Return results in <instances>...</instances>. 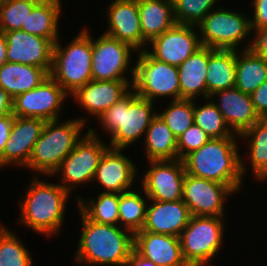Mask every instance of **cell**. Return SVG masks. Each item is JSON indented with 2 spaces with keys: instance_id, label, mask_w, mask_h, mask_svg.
Here are the masks:
<instances>
[{
  "instance_id": "28",
  "label": "cell",
  "mask_w": 267,
  "mask_h": 266,
  "mask_svg": "<svg viewBox=\"0 0 267 266\" xmlns=\"http://www.w3.org/2000/svg\"><path fill=\"white\" fill-rule=\"evenodd\" d=\"M61 0H40L28 15L21 30L49 39L54 44L59 40L58 21L61 14Z\"/></svg>"
},
{
  "instance_id": "6",
  "label": "cell",
  "mask_w": 267,
  "mask_h": 266,
  "mask_svg": "<svg viewBox=\"0 0 267 266\" xmlns=\"http://www.w3.org/2000/svg\"><path fill=\"white\" fill-rule=\"evenodd\" d=\"M91 58L92 36L88 30H81L64 48L57 40L53 48L50 76L67 94L72 95L80 87L93 80Z\"/></svg>"
},
{
  "instance_id": "14",
  "label": "cell",
  "mask_w": 267,
  "mask_h": 266,
  "mask_svg": "<svg viewBox=\"0 0 267 266\" xmlns=\"http://www.w3.org/2000/svg\"><path fill=\"white\" fill-rule=\"evenodd\" d=\"M232 193L235 191L225 184L185 173L182 200L191 216L223 217L224 200Z\"/></svg>"
},
{
  "instance_id": "18",
  "label": "cell",
  "mask_w": 267,
  "mask_h": 266,
  "mask_svg": "<svg viewBox=\"0 0 267 266\" xmlns=\"http://www.w3.org/2000/svg\"><path fill=\"white\" fill-rule=\"evenodd\" d=\"M133 80H91L72 94L80 106L98 118L132 90Z\"/></svg>"
},
{
  "instance_id": "5",
  "label": "cell",
  "mask_w": 267,
  "mask_h": 266,
  "mask_svg": "<svg viewBox=\"0 0 267 266\" xmlns=\"http://www.w3.org/2000/svg\"><path fill=\"white\" fill-rule=\"evenodd\" d=\"M60 120L46 121L43 131L35 143L26 168L43 175H52L63 159L82 139L85 118H77L58 123Z\"/></svg>"
},
{
  "instance_id": "16",
  "label": "cell",
  "mask_w": 267,
  "mask_h": 266,
  "mask_svg": "<svg viewBox=\"0 0 267 266\" xmlns=\"http://www.w3.org/2000/svg\"><path fill=\"white\" fill-rule=\"evenodd\" d=\"M4 34L8 62L40 67L50 74L54 48L52 41L22 30L7 31Z\"/></svg>"
},
{
  "instance_id": "4",
  "label": "cell",
  "mask_w": 267,
  "mask_h": 266,
  "mask_svg": "<svg viewBox=\"0 0 267 266\" xmlns=\"http://www.w3.org/2000/svg\"><path fill=\"white\" fill-rule=\"evenodd\" d=\"M153 103L131 90L98 118L103 129L111 135L110 148L124 150L142 135L145 137L150 123L157 115L153 111Z\"/></svg>"
},
{
  "instance_id": "1",
  "label": "cell",
  "mask_w": 267,
  "mask_h": 266,
  "mask_svg": "<svg viewBox=\"0 0 267 266\" xmlns=\"http://www.w3.org/2000/svg\"><path fill=\"white\" fill-rule=\"evenodd\" d=\"M235 137L211 138L182 160L185 172L231 187L235 192L243 185L245 163L239 155ZM243 160V161H242Z\"/></svg>"
},
{
  "instance_id": "46",
  "label": "cell",
  "mask_w": 267,
  "mask_h": 266,
  "mask_svg": "<svg viewBox=\"0 0 267 266\" xmlns=\"http://www.w3.org/2000/svg\"><path fill=\"white\" fill-rule=\"evenodd\" d=\"M6 51L7 46L5 34L2 30H0V66L7 62Z\"/></svg>"
},
{
  "instance_id": "44",
  "label": "cell",
  "mask_w": 267,
  "mask_h": 266,
  "mask_svg": "<svg viewBox=\"0 0 267 266\" xmlns=\"http://www.w3.org/2000/svg\"><path fill=\"white\" fill-rule=\"evenodd\" d=\"M12 102L10 95L0 88V117L12 114Z\"/></svg>"
},
{
  "instance_id": "22",
  "label": "cell",
  "mask_w": 267,
  "mask_h": 266,
  "mask_svg": "<svg viewBox=\"0 0 267 266\" xmlns=\"http://www.w3.org/2000/svg\"><path fill=\"white\" fill-rule=\"evenodd\" d=\"M214 96H219V102L214 104L234 134H242L261 119L255 111L251 96L236 87L216 91L210 98Z\"/></svg>"
},
{
  "instance_id": "24",
  "label": "cell",
  "mask_w": 267,
  "mask_h": 266,
  "mask_svg": "<svg viewBox=\"0 0 267 266\" xmlns=\"http://www.w3.org/2000/svg\"><path fill=\"white\" fill-rule=\"evenodd\" d=\"M138 10L143 51L148 42L176 24L173 0H138Z\"/></svg>"
},
{
  "instance_id": "32",
  "label": "cell",
  "mask_w": 267,
  "mask_h": 266,
  "mask_svg": "<svg viewBox=\"0 0 267 266\" xmlns=\"http://www.w3.org/2000/svg\"><path fill=\"white\" fill-rule=\"evenodd\" d=\"M90 201V202H89ZM88 202L77 198L78 209L91 221L99 224L119 225V194L101 192L96 199Z\"/></svg>"
},
{
  "instance_id": "11",
  "label": "cell",
  "mask_w": 267,
  "mask_h": 266,
  "mask_svg": "<svg viewBox=\"0 0 267 266\" xmlns=\"http://www.w3.org/2000/svg\"><path fill=\"white\" fill-rule=\"evenodd\" d=\"M66 96L69 95L64 89L48 76L39 86L13 99L12 114L16 117L57 120Z\"/></svg>"
},
{
  "instance_id": "41",
  "label": "cell",
  "mask_w": 267,
  "mask_h": 266,
  "mask_svg": "<svg viewBox=\"0 0 267 266\" xmlns=\"http://www.w3.org/2000/svg\"><path fill=\"white\" fill-rule=\"evenodd\" d=\"M252 5L254 7V18H251V28H267V0H253Z\"/></svg>"
},
{
  "instance_id": "7",
  "label": "cell",
  "mask_w": 267,
  "mask_h": 266,
  "mask_svg": "<svg viewBox=\"0 0 267 266\" xmlns=\"http://www.w3.org/2000/svg\"><path fill=\"white\" fill-rule=\"evenodd\" d=\"M137 53L136 64L129 69L133 80L132 90L151 102L163 96L180 99L178 67L156 60L147 50Z\"/></svg>"
},
{
  "instance_id": "13",
  "label": "cell",
  "mask_w": 267,
  "mask_h": 266,
  "mask_svg": "<svg viewBox=\"0 0 267 266\" xmlns=\"http://www.w3.org/2000/svg\"><path fill=\"white\" fill-rule=\"evenodd\" d=\"M142 178L145 198L156 201H179L183 196L185 167L183 160L149 161Z\"/></svg>"
},
{
  "instance_id": "10",
  "label": "cell",
  "mask_w": 267,
  "mask_h": 266,
  "mask_svg": "<svg viewBox=\"0 0 267 266\" xmlns=\"http://www.w3.org/2000/svg\"><path fill=\"white\" fill-rule=\"evenodd\" d=\"M90 128L75 148L63 159L53 175L62 174L60 185L70 193L75 185L93 180L96 168L104 153L110 148ZM66 183V184H65Z\"/></svg>"
},
{
  "instance_id": "39",
  "label": "cell",
  "mask_w": 267,
  "mask_h": 266,
  "mask_svg": "<svg viewBox=\"0 0 267 266\" xmlns=\"http://www.w3.org/2000/svg\"><path fill=\"white\" fill-rule=\"evenodd\" d=\"M211 138L198 125L193 123L178 139V159H183L190 152L199 149Z\"/></svg>"
},
{
  "instance_id": "19",
  "label": "cell",
  "mask_w": 267,
  "mask_h": 266,
  "mask_svg": "<svg viewBox=\"0 0 267 266\" xmlns=\"http://www.w3.org/2000/svg\"><path fill=\"white\" fill-rule=\"evenodd\" d=\"M107 10L108 30L104 33L142 51L138 0H114Z\"/></svg>"
},
{
  "instance_id": "42",
  "label": "cell",
  "mask_w": 267,
  "mask_h": 266,
  "mask_svg": "<svg viewBox=\"0 0 267 266\" xmlns=\"http://www.w3.org/2000/svg\"><path fill=\"white\" fill-rule=\"evenodd\" d=\"M256 32L254 41L251 40L245 49H251L255 54L264 57L267 60V28L263 29H252Z\"/></svg>"
},
{
  "instance_id": "25",
  "label": "cell",
  "mask_w": 267,
  "mask_h": 266,
  "mask_svg": "<svg viewBox=\"0 0 267 266\" xmlns=\"http://www.w3.org/2000/svg\"><path fill=\"white\" fill-rule=\"evenodd\" d=\"M208 47L201 46L178 66L180 99L204 96L207 100Z\"/></svg>"
},
{
  "instance_id": "26",
  "label": "cell",
  "mask_w": 267,
  "mask_h": 266,
  "mask_svg": "<svg viewBox=\"0 0 267 266\" xmlns=\"http://www.w3.org/2000/svg\"><path fill=\"white\" fill-rule=\"evenodd\" d=\"M48 76L43 68L7 61L0 66V88L14 99L39 86Z\"/></svg>"
},
{
  "instance_id": "17",
  "label": "cell",
  "mask_w": 267,
  "mask_h": 266,
  "mask_svg": "<svg viewBox=\"0 0 267 266\" xmlns=\"http://www.w3.org/2000/svg\"><path fill=\"white\" fill-rule=\"evenodd\" d=\"M46 120L14 116L13 126L0 156V166H27L33 147L39 139Z\"/></svg>"
},
{
  "instance_id": "40",
  "label": "cell",
  "mask_w": 267,
  "mask_h": 266,
  "mask_svg": "<svg viewBox=\"0 0 267 266\" xmlns=\"http://www.w3.org/2000/svg\"><path fill=\"white\" fill-rule=\"evenodd\" d=\"M250 96L259 117L261 119L267 118V80H265Z\"/></svg>"
},
{
  "instance_id": "37",
  "label": "cell",
  "mask_w": 267,
  "mask_h": 266,
  "mask_svg": "<svg viewBox=\"0 0 267 266\" xmlns=\"http://www.w3.org/2000/svg\"><path fill=\"white\" fill-rule=\"evenodd\" d=\"M40 0H0V30H21L33 7Z\"/></svg>"
},
{
  "instance_id": "36",
  "label": "cell",
  "mask_w": 267,
  "mask_h": 266,
  "mask_svg": "<svg viewBox=\"0 0 267 266\" xmlns=\"http://www.w3.org/2000/svg\"><path fill=\"white\" fill-rule=\"evenodd\" d=\"M194 101L173 100L162 113H157L178 139L194 123Z\"/></svg>"
},
{
  "instance_id": "3",
  "label": "cell",
  "mask_w": 267,
  "mask_h": 266,
  "mask_svg": "<svg viewBox=\"0 0 267 266\" xmlns=\"http://www.w3.org/2000/svg\"><path fill=\"white\" fill-rule=\"evenodd\" d=\"M27 195L20 202L19 223L45 236L58 235L64 222L69 193L60 184L48 183L33 177Z\"/></svg>"
},
{
  "instance_id": "45",
  "label": "cell",
  "mask_w": 267,
  "mask_h": 266,
  "mask_svg": "<svg viewBox=\"0 0 267 266\" xmlns=\"http://www.w3.org/2000/svg\"><path fill=\"white\" fill-rule=\"evenodd\" d=\"M125 266H157L151 260L140 256L134 249Z\"/></svg>"
},
{
  "instance_id": "15",
  "label": "cell",
  "mask_w": 267,
  "mask_h": 266,
  "mask_svg": "<svg viewBox=\"0 0 267 266\" xmlns=\"http://www.w3.org/2000/svg\"><path fill=\"white\" fill-rule=\"evenodd\" d=\"M196 26L175 24L163 34L153 38L147 52L156 60L178 67L202 45Z\"/></svg>"
},
{
  "instance_id": "33",
  "label": "cell",
  "mask_w": 267,
  "mask_h": 266,
  "mask_svg": "<svg viewBox=\"0 0 267 266\" xmlns=\"http://www.w3.org/2000/svg\"><path fill=\"white\" fill-rule=\"evenodd\" d=\"M148 202L140 193L133 190L119 194V223L133 235L141 231L145 225Z\"/></svg>"
},
{
  "instance_id": "9",
  "label": "cell",
  "mask_w": 267,
  "mask_h": 266,
  "mask_svg": "<svg viewBox=\"0 0 267 266\" xmlns=\"http://www.w3.org/2000/svg\"><path fill=\"white\" fill-rule=\"evenodd\" d=\"M212 9L197 26L202 46L238 50L241 41L252 34L251 19L230 9ZM239 44V45H238Z\"/></svg>"
},
{
  "instance_id": "23",
  "label": "cell",
  "mask_w": 267,
  "mask_h": 266,
  "mask_svg": "<svg viewBox=\"0 0 267 266\" xmlns=\"http://www.w3.org/2000/svg\"><path fill=\"white\" fill-rule=\"evenodd\" d=\"M150 201L152 203L147 206L146 221L141 231L179 237L191 218L184 201Z\"/></svg>"
},
{
  "instance_id": "34",
  "label": "cell",
  "mask_w": 267,
  "mask_h": 266,
  "mask_svg": "<svg viewBox=\"0 0 267 266\" xmlns=\"http://www.w3.org/2000/svg\"><path fill=\"white\" fill-rule=\"evenodd\" d=\"M207 104L198 107L194 102V123L198 125L210 138L239 137L226 124L222 113L209 98ZM236 135V136H235Z\"/></svg>"
},
{
  "instance_id": "38",
  "label": "cell",
  "mask_w": 267,
  "mask_h": 266,
  "mask_svg": "<svg viewBox=\"0 0 267 266\" xmlns=\"http://www.w3.org/2000/svg\"><path fill=\"white\" fill-rule=\"evenodd\" d=\"M217 0H173L175 22L198 26L212 10Z\"/></svg>"
},
{
  "instance_id": "31",
  "label": "cell",
  "mask_w": 267,
  "mask_h": 266,
  "mask_svg": "<svg viewBox=\"0 0 267 266\" xmlns=\"http://www.w3.org/2000/svg\"><path fill=\"white\" fill-rule=\"evenodd\" d=\"M239 136L250 140L248 157L254 176L257 180L267 179V118L260 119Z\"/></svg>"
},
{
  "instance_id": "30",
  "label": "cell",
  "mask_w": 267,
  "mask_h": 266,
  "mask_svg": "<svg viewBox=\"0 0 267 266\" xmlns=\"http://www.w3.org/2000/svg\"><path fill=\"white\" fill-rule=\"evenodd\" d=\"M267 80V60L255 54L251 49L236 51V83L241 92L251 95Z\"/></svg>"
},
{
  "instance_id": "29",
  "label": "cell",
  "mask_w": 267,
  "mask_h": 266,
  "mask_svg": "<svg viewBox=\"0 0 267 266\" xmlns=\"http://www.w3.org/2000/svg\"><path fill=\"white\" fill-rule=\"evenodd\" d=\"M145 135L148 161L178 159L177 138L158 114L153 118Z\"/></svg>"
},
{
  "instance_id": "12",
  "label": "cell",
  "mask_w": 267,
  "mask_h": 266,
  "mask_svg": "<svg viewBox=\"0 0 267 266\" xmlns=\"http://www.w3.org/2000/svg\"><path fill=\"white\" fill-rule=\"evenodd\" d=\"M137 52L131 45L102 34L92 39L91 70L93 80H128L131 53Z\"/></svg>"
},
{
  "instance_id": "35",
  "label": "cell",
  "mask_w": 267,
  "mask_h": 266,
  "mask_svg": "<svg viewBox=\"0 0 267 266\" xmlns=\"http://www.w3.org/2000/svg\"><path fill=\"white\" fill-rule=\"evenodd\" d=\"M30 254L15 232L0 225V266H32Z\"/></svg>"
},
{
  "instance_id": "27",
  "label": "cell",
  "mask_w": 267,
  "mask_h": 266,
  "mask_svg": "<svg viewBox=\"0 0 267 266\" xmlns=\"http://www.w3.org/2000/svg\"><path fill=\"white\" fill-rule=\"evenodd\" d=\"M207 100L214 92L235 87L236 50L208 47Z\"/></svg>"
},
{
  "instance_id": "43",
  "label": "cell",
  "mask_w": 267,
  "mask_h": 266,
  "mask_svg": "<svg viewBox=\"0 0 267 266\" xmlns=\"http://www.w3.org/2000/svg\"><path fill=\"white\" fill-rule=\"evenodd\" d=\"M14 115H5L0 117V156L3 154V149L13 126Z\"/></svg>"
},
{
  "instance_id": "2",
  "label": "cell",
  "mask_w": 267,
  "mask_h": 266,
  "mask_svg": "<svg viewBox=\"0 0 267 266\" xmlns=\"http://www.w3.org/2000/svg\"><path fill=\"white\" fill-rule=\"evenodd\" d=\"M82 232L74 261L89 265L125 266L133 251L134 235L121 225L99 224L80 210Z\"/></svg>"
},
{
  "instance_id": "20",
  "label": "cell",
  "mask_w": 267,
  "mask_h": 266,
  "mask_svg": "<svg viewBox=\"0 0 267 266\" xmlns=\"http://www.w3.org/2000/svg\"><path fill=\"white\" fill-rule=\"evenodd\" d=\"M123 149L109 148L101 158L93 178L104 187V192L123 193L132 190L137 169L129 158L121 154Z\"/></svg>"
},
{
  "instance_id": "8",
  "label": "cell",
  "mask_w": 267,
  "mask_h": 266,
  "mask_svg": "<svg viewBox=\"0 0 267 266\" xmlns=\"http://www.w3.org/2000/svg\"><path fill=\"white\" fill-rule=\"evenodd\" d=\"M224 217L191 216L180 234L181 251L188 266H204L211 262L222 246Z\"/></svg>"
},
{
  "instance_id": "21",
  "label": "cell",
  "mask_w": 267,
  "mask_h": 266,
  "mask_svg": "<svg viewBox=\"0 0 267 266\" xmlns=\"http://www.w3.org/2000/svg\"><path fill=\"white\" fill-rule=\"evenodd\" d=\"M133 249L157 266H188L176 236L139 231L134 234Z\"/></svg>"
}]
</instances>
